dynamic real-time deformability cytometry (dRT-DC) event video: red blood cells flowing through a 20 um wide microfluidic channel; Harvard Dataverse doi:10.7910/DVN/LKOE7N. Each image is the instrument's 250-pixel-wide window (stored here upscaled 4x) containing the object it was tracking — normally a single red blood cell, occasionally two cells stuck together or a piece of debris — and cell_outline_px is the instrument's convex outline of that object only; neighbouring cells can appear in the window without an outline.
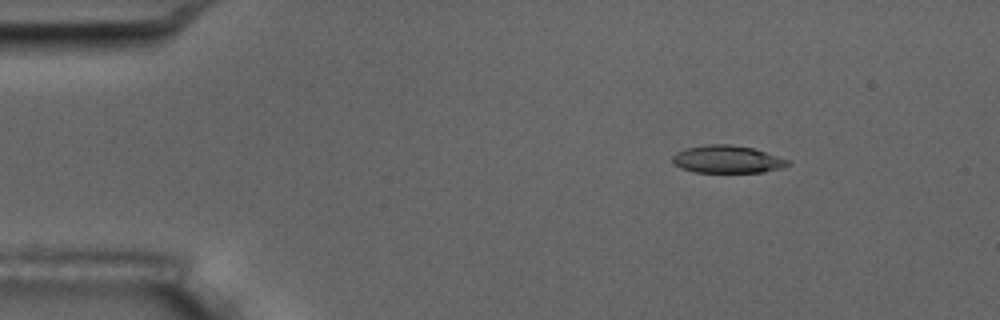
{"species": "common noctule bat (a hibernating species)", "species_latin": "Nyctalus noctula", "temperature_condition": "room temperature", "stored_images_in_passage": 17, "camera_frame_rate_fps": 3000, "um_per_image_px": 0.085, "animal": {"sex": "male", "body_mass_g": 17.5, "forearm_length_mm": 52.3}, "frame": {"image": 1, "passage_image": 3, "time_ms": 2.333, "image_size_px": [1000, 320], "cell_outline_px": [[788, 164], [780, 168], [764, 172], [696, 172], [680, 168], [672, 164], [672, 156], [676, 152], [688, 148], [708, 144], [728, 144], [752, 148], [788, 160]], "centroid_in_image_um": [61.74, 13.55], "position_along_channel_um": 23.3, "area_um2": 18.26}}
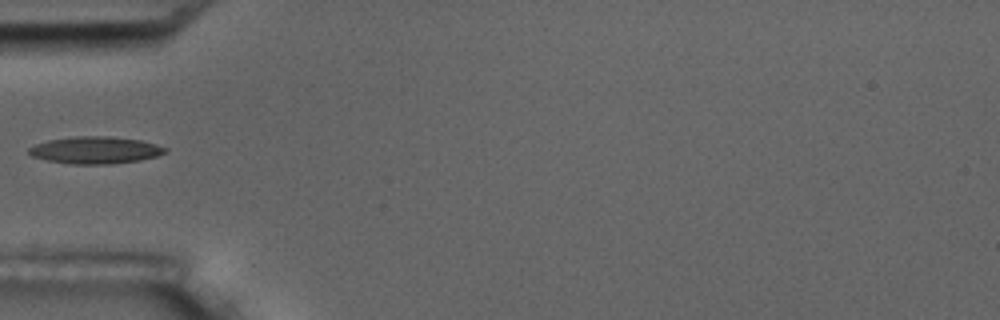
{"frame": {"image": 2, "passage_image": 6, "time_ms": 6.0, "image_size_px": [1000, 320], "cell_outline_px": [[168, 152], [156, 156], [140, 160], [112, 164], [72, 164], [48, 160], [32, 156], [28, 152], [28, 148], [36, 144], [48, 140], [76, 136], [108, 136], [140, 140], [156, 144], [168, 148]], "centroid_in_image_um": [8.13, 12.76], "position_along_channel_um": 76.9, "area_um2": 21.5}}
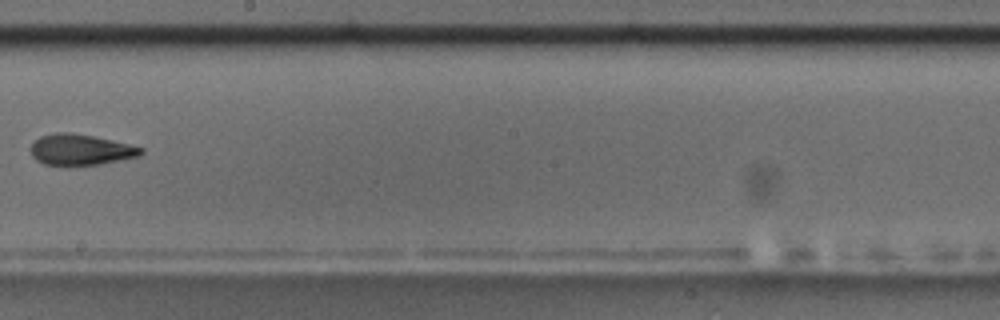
{"frame": {"image": 3, "passage_image": 10, "time_ms": 10.667, "image_size_px": [1000, 320], "cell_outline_px": [[144, 152], [140, 156], [100, 164], [44, 164], [36, 160], [32, 156], [28, 148], [40, 136], [56, 132], [68, 132], [92, 136], [112, 140], [144, 148]], "centroid_in_image_um": [6.84, 12.71], "position_along_channel_um": 241.4, "area_um2": 19.65}, "authors_computed_cell_mechanics": {"area_um2": 19.4208, "velocity_mm_per_s": 3.5262, "shape_relaxation_time_tau1_ms": null, "shape_relaxation_time_tau2_ms": 3.7945, "deformation_change_tau1": null, "deformation_change_tau2": 0.1222}}